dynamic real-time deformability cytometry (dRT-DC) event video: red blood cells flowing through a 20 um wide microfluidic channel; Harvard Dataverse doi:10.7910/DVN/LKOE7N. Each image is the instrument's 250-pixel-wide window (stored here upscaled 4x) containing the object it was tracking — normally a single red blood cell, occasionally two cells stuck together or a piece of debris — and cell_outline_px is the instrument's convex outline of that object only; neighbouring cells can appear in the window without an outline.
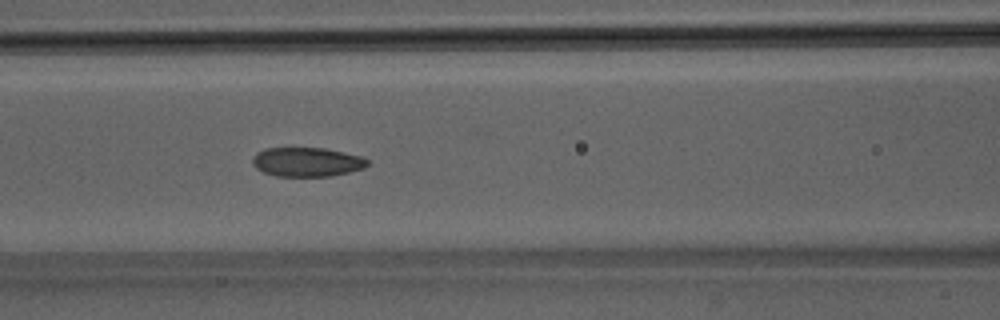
{"species": "Egyptian fruit bat (a non-hibernating species)", "species_latin": "Rousettus aegyptiacus", "temperature_condition": "room temperature", "stored_images_in_passage": 43, "camera_frame_rate_fps": 3000, "um_per_image_px": 0.085, "animal": {"sex": "male"}, "frame": {"image": 1, "passage_image": 15, "time_ms": 4.667, "image_size_px": [1000, 320], "cell_outline_px": [[368, 164], [364, 168], [332, 176], [276, 176], [264, 172], [256, 168], [252, 164], [252, 160], [256, 152], [264, 148], [324, 148], [364, 156], [368, 160]], "centroid_in_image_um": [26.09, 13.76], "position_along_channel_um": 140.5, "area_um2": 19.65}}
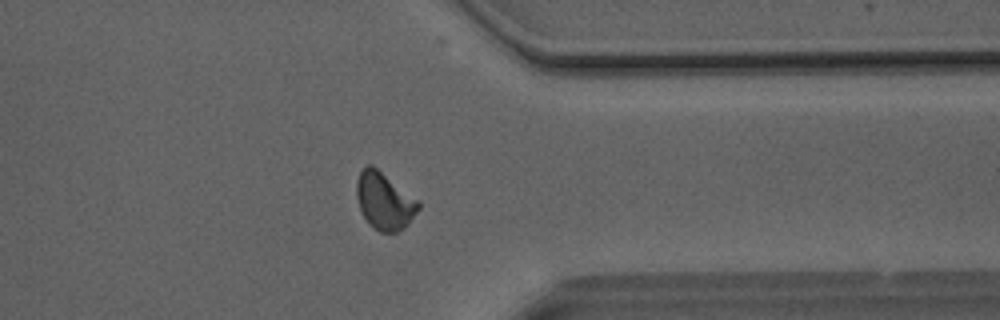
{"frame": {"image": 2, "passage_image": 33, "time_ms": 10.667, "image_size_px": [1000, 320], "cell_outline_px": [[420, 208], [404, 228], [396, 232], [380, 232], [372, 228], [368, 224], [360, 208], [356, 196], [356, 184], [360, 172], [368, 164], [372, 164], [416, 200], [420, 204]], "centroid_in_image_um": [32.64, 17.11], "position_along_channel_um": 378.8, "area_um2": 20.17}}
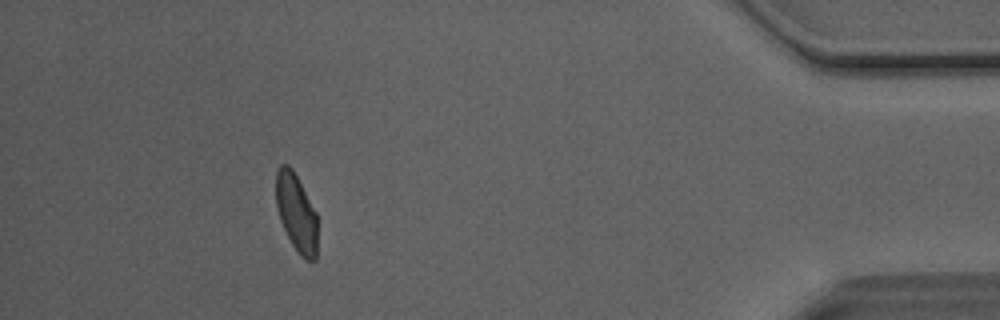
{"frame": {"image": 3, "passage_image": 39, "time_ms": 12.667, "image_size_px": [1000, 320], "cell_outline_px": [[316, 260], [304, 260], [300, 256], [292, 244], [280, 220], [276, 208], [276, 172], [280, 164], [288, 164], [292, 168], [316, 212]], "centroid_in_image_um": [25.17, 18.07], "position_along_channel_um": 410.0, "area_um2": 18.67}, "authors_computed_cell_mechanics": {"area_um2": 20.1144, "velocity_mm_per_s": 4.0746, "shape_relaxation_time_tau1_ms": 7.3768, "shape_relaxation_time_tau2_ms": 2.1154, "deformation_change_tau1": 0.1619, "deformation_change_tau2": 0.0621}}